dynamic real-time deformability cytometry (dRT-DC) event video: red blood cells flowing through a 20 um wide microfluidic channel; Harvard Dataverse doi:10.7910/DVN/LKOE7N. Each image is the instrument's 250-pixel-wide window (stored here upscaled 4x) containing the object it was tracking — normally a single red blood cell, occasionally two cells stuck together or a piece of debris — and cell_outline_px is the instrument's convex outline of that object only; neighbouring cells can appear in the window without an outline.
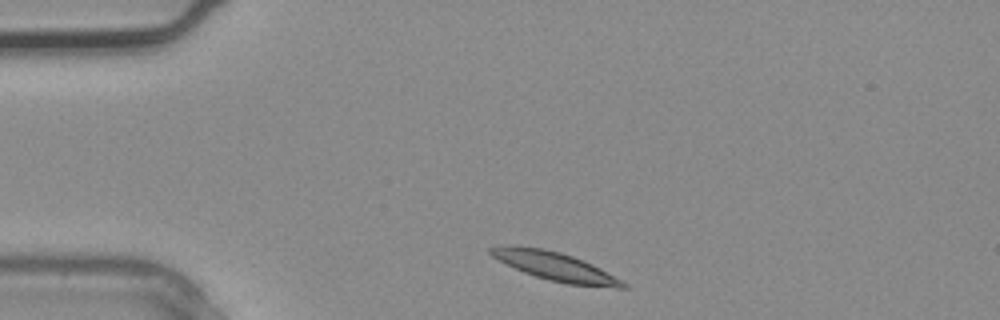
{"species": "common noctule bat (a hibernating species)", "species_latin": "Nyctalus noctula", "temperature_condition": "warm", "stored_images_in_passage": 1, "camera_frame_rate_fps": 3000, "um_per_image_px": 0.085, "animal": {"sex": "male", "body_mass_g": 20.4}, "frame": {"image": 1, "passage_image": 1, "time_ms": 0.0, "image_size_px": [1000, 320], "cell_outline_px": [[628, 288], [616, 288], [568, 284], [548, 280], [524, 272], [492, 256], [488, 252], [488, 248], [500, 244], [512, 244], [544, 248], [560, 252], [584, 260], [600, 268], [628, 284]], "centroid_in_image_um": [47.16, 22.62], "position_along_channel_um": 37.8, "area_um2": 22.14}}